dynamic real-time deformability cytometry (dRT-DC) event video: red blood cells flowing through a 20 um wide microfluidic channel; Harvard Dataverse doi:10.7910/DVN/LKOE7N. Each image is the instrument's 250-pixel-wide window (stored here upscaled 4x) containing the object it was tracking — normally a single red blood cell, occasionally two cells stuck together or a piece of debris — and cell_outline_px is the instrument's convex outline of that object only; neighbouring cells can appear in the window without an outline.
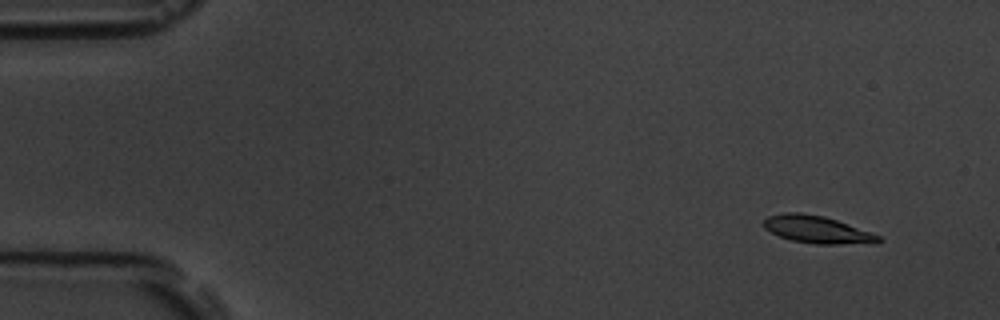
{"species": "common noctule bat (a hibernating species)", "species_latin": "Nyctalus noctula", "temperature_condition": "room temperature", "stored_images_in_passage": 4, "camera_frame_rate_fps": 3000, "um_per_image_px": 0.085, "animal": {"sex": "male", "body_mass_g": 19.5, "forearm_length_mm": 54.6}, "frame": {"image": 1, "passage_image": 1, "time_ms": 0.0, "image_size_px": [1000, 320], "cell_outline_px": [[884, 240], [880, 244], [816, 244], [792, 240], [780, 236], [764, 228], [764, 220], [768, 216], [784, 212], [800, 212], [824, 216], [872, 232], [880, 236]], "centroid_in_image_um": [69.54, 19.52], "position_along_channel_um": 15.5, "area_um2": 18.5}}
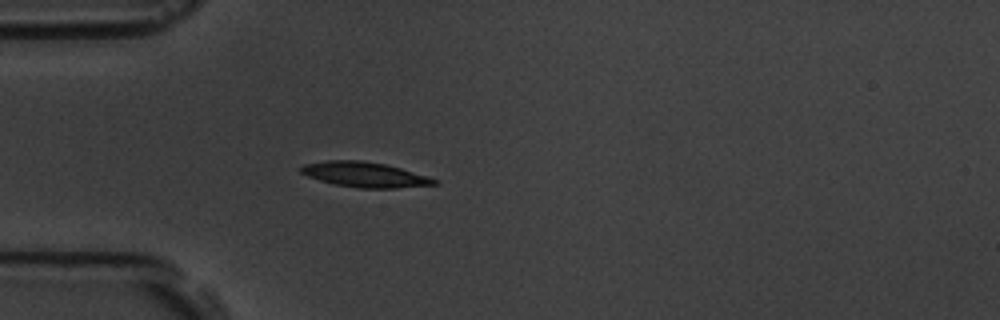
{"frame": {"image": 2, "passage_image": 4, "time_ms": 4.0, "image_size_px": [1000, 320], "cell_outline_px": [[440, 184], [396, 188], [356, 188], [336, 184], [320, 180], [308, 176], [300, 172], [300, 168], [304, 164], [328, 160], [360, 160], [384, 164], [400, 168], [428, 176], [440, 180]], "centroid_in_image_um": [31.05, 14.84], "position_along_channel_um": 54.0, "area_um2": 19.48}}